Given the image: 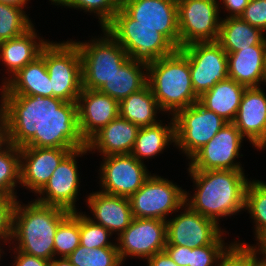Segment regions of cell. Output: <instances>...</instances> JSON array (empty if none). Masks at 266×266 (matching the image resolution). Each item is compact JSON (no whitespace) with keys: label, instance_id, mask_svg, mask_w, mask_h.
<instances>
[{"label":"cell","instance_id":"53","mask_svg":"<svg viewBox=\"0 0 266 266\" xmlns=\"http://www.w3.org/2000/svg\"><path fill=\"white\" fill-rule=\"evenodd\" d=\"M2 250V248H1V246H0V259H1V256H3V255H1L2 253H4V251H1Z\"/></svg>","mask_w":266,"mask_h":266},{"label":"cell","instance_id":"23","mask_svg":"<svg viewBox=\"0 0 266 266\" xmlns=\"http://www.w3.org/2000/svg\"><path fill=\"white\" fill-rule=\"evenodd\" d=\"M39 37L33 24L23 34L13 39L0 42V58L4 67L7 68V73H10L8 78H3L4 84L40 55L42 48L48 41Z\"/></svg>","mask_w":266,"mask_h":266},{"label":"cell","instance_id":"40","mask_svg":"<svg viewBox=\"0 0 266 266\" xmlns=\"http://www.w3.org/2000/svg\"><path fill=\"white\" fill-rule=\"evenodd\" d=\"M16 201V198L0 196V240L4 243L12 241L13 210Z\"/></svg>","mask_w":266,"mask_h":266},{"label":"cell","instance_id":"27","mask_svg":"<svg viewBox=\"0 0 266 266\" xmlns=\"http://www.w3.org/2000/svg\"><path fill=\"white\" fill-rule=\"evenodd\" d=\"M217 42L229 54L253 45H266V35L240 17L226 16L221 19Z\"/></svg>","mask_w":266,"mask_h":266},{"label":"cell","instance_id":"1","mask_svg":"<svg viewBox=\"0 0 266 266\" xmlns=\"http://www.w3.org/2000/svg\"><path fill=\"white\" fill-rule=\"evenodd\" d=\"M4 139L16 147H87L78 126L77 102L56 97L4 95Z\"/></svg>","mask_w":266,"mask_h":266},{"label":"cell","instance_id":"44","mask_svg":"<svg viewBox=\"0 0 266 266\" xmlns=\"http://www.w3.org/2000/svg\"><path fill=\"white\" fill-rule=\"evenodd\" d=\"M250 0H220L221 5L228 13V17H239Z\"/></svg>","mask_w":266,"mask_h":266},{"label":"cell","instance_id":"46","mask_svg":"<svg viewBox=\"0 0 266 266\" xmlns=\"http://www.w3.org/2000/svg\"><path fill=\"white\" fill-rule=\"evenodd\" d=\"M256 241V246L254 244L252 247L256 250L257 254L262 255L261 259H259L261 266H266V233L262 234Z\"/></svg>","mask_w":266,"mask_h":266},{"label":"cell","instance_id":"19","mask_svg":"<svg viewBox=\"0 0 266 266\" xmlns=\"http://www.w3.org/2000/svg\"><path fill=\"white\" fill-rule=\"evenodd\" d=\"M77 107L79 131L86 143L119 116V102L99 90L82 88Z\"/></svg>","mask_w":266,"mask_h":266},{"label":"cell","instance_id":"29","mask_svg":"<svg viewBox=\"0 0 266 266\" xmlns=\"http://www.w3.org/2000/svg\"><path fill=\"white\" fill-rule=\"evenodd\" d=\"M170 119L169 125H163V121H160L155 125L139 128L131 151L138 161L155 158L157 154L163 153L168 144L175 143V122L173 117Z\"/></svg>","mask_w":266,"mask_h":266},{"label":"cell","instance_id":"35","mask_svg":"<svg viewBox=\"0 0 266 266\" xmlns=\"http://www.w3.org/2000/svg\"><path fill=\"white\" fill-rule=\"evenodd\" d=\"M55 5L95 13L101 29H104L114 18L120 8L121 0H49Z\"/></svg>","mask_w":266,"mask_h":266},{"label":"cell","instance_id":"12","mask_svg":"<svg viewBox=\"0 0 266 266\" xmlns=\"http://www.w3.org/2000/svg\"><path fill=\"white\" fill-rule=\"evenodd\" d=\"M244 137L233 123H227L217 134L190 158L188 170H244L240 148Z\"/></svg>","mask_w":266,"mask_h":266},{"label":"cell","instance_id":"5","mask_svg":"<svg viewBox=\"0 0 266 266\" xmlns=\"http://www.w3.org/2000/svg\"><path fill=\"white\" fill-rule=\"evenodd\" d=\"M133 61L149 65L173 54L177 48L154 27L136 24L121 7L105 27Z\"/></svg>","mask_w":266,"mask_h":266},{"label":"cell","instance_id":"16","mask_svg":"<svg viewBox=\"0 0 266 266\" xmlns=\"http://www.w3.org/2000/svg\"><path fill=\"white\" fill-rule=\"evenodd\" d=\"M181 210L184 211H180V215L166 220V245L193 249L211 245L223 232L226 233L214 220L192 210L186 203Z\"/></svg>","mask_w":266,"mask_h":266},{"label":"cell","instance_id":"22","mask_svg":"<svg viewBox=\"0 0 266 266\" xmlns=\"http://www.w3.org/2000/svg\"><path fill=\"white\" fill-rule=\"evenodd\" d=\"M233 124L252 146L262 137L266 127V94L261 86L245 89Z\"/></svg>","mask_w":266,"mask_h":266},{"label":"cell","instance_id":"25","mask_svg":"<svg viewBox=\"0 0 266 266\" xmlns=\"http://www.w3.org/2000/svg\"><path fill=\"white\" fill-rule=\"evenodd\" d=\"M5 95L53 97L51 80L44 58L39 55L7 83Z\"/></svg>","mask_w":266,"mask_h":266},{"label":"cell","instance_id":"3","mask_svg":"<svg viewBox=\"0 0 266 266\" xmlns=\"http://www.w3.org/2000/svg\"><path fill=\"white\" fill-rule=\"evenodd\" d=\"M16 201L13 210L11 241L13 249L51 261L55 257L54 236L59 224L71 213L35 200L23 204ZM17 246V247H16Z\"/></svg>","mask_w":266,"mask_h":266},{"label":"cell","instance_id":"28","mask_svg":"<svg viewBox=\"0 0 266 266\" xmlns=\"http://www.w3.org/2000/svg\"><path fill=\"white\" fill-rule=\"evenodd\" d=\"M147 85V65L130 58L99 89L118 102Z\"/></svg>","mask_w":266,"mask_h":266},{"label":"cell","instance_id":"34","mask_svg":"<svg viewBox=\"0 0 266 266\" xmlns=\"http://www.w3.org/2000/svg\"><path fill=\"white\" fill-rule=\"evenodd\" d=\"M74 266H122L117 246L86 248L79 245L68 257Z\"/></svg>","mask_w":266,"mask_h":266},{"label":"cell","instance_id":"6","mask_svg":"<svg viewBox=\"0 0 266 266\" xmlns=\"http://www.w3.org/2000/svg\"><path fill=\"white\" fill-rule=\"evenodd\" d=\"M103 37L88 43L73 41L81 57L82 88L99 90L129 59L125 49L102 29Z\"/></svg>","mask_w":266,"mask_h":266},{"label":"cell","instance_id":"18","mask_svg":"<svg viewBox=\"0 0 266 266\" xmlns=\"http://www.w3.org/2000/svg\"><path fill=\"white\" fill-rule=\"evenodd\" d=\"M71 151L67 148L20 147V185L37 194Z\"/></svg>","mask_w":266,"mask_h":266},{"label":"cell","instance_id":"20","mask_svg":"<svg viewBox=\"0 0 266 266\" xmlns=\"http://www.w3.org/2000/svg\"><path fill=\"white\" fill-rule=\"evenodd\" d=\"M86 200L94 217L88 215L89 219L102 225L112 234L116 232L119 236L133 220L129 198L96 191L90 193Z\"/></svg>","mask_w":266,"mask_h":266},{"label":"cell","instance_id":"31","mask_svg":"<svg viewBox=\"0 0 266 266\" xmlns=\"http://www.w3.org/2000/svg\"><path fill=\"white\" fill-rule=\"evenodd\" d=\"M20 184V148L3 139L0 142V196L17 198Z\"/></svg>","mask_w":266,"mask_h":266},{"label":"cell","instance_id":"38","mask_svg":"<svg viewBox=\"0 0 266 266\" xmlns=\"http://www.w3.org/2000/svg\"><path fill=\"white\" fill-rule=\"evenodd\" d=\"M257 255L251 244L235 241L220 256L216 266H261Z\"/></svg>","mask_w":266,"mask_h":266},{"label":"cell","instance_id":"15","mask_svg":"<svg viewBox=\"0 0 266 266\" xmlns=\"http://www.w3.org/2000/svg\"><path fill=\"white\" fill-rule=\"evenodd\" d=\"M166 221L150 218H133L131 224L117 237L119 257L148 259L165 249Z\"/></svg>","mask_w":266,"mask_h":266},{"label":"cell","instance_id":"4","mask_svg":"<svg viewBox=\"0 0 266 266\" xmlns=\"http://www.w3.org/2000/svg\"><path fill=\"white\" fill-rule=\"evenodd\" d=\"M147 84L161 111L171 116L199 100L192 85L188 59L178 49L147 65Z\"/></svg>","mask_w":266,"mask_h":266},{"label":"cell","instance_id":"13","mask_svg":"<svg viewBox=\"0 0 266 266\" xmlns=\"http://www.w3.org/2000/svg\"><path fill=\"white\" fill-rule=\"evenodd\" d=\"M100 166V186L102 192L129 198L142 187L151 175L144 162L132 154L109 155L102 157Z\"/></svg>","mask_w":266,"mask_h":266},{"label":"cell","instance_id":"11","mask_svg":"<svg viewBox=\"0 0 266 266\" xmlns=\"http://www.w3.org/2000/svg\"><path fill=\"white\" fill-rule=\"evenodd\" d=\"M178 50L188 59L192 85L198 97L228 78L227 53L217 41L192 43Z\"/></svg>","mask_w":266,"mask_h":266},{"label":"cell","instance_id":"32","mask_svg":"<svg viewBox=\"0 0 266 266\" xmlns=\"http://www.w3.org/2000/svg\"><path fill=\"white\" fill-rule=\"evenodd\" d=\"M250 180L245 194V210L255 222V240L266 233V182Z\"/></svg>","mask_w":266,"mask_h":266},{"label":"cell","instance_id":"14","mask_svg":"<svg viewBox=\"0 0 266 266\" xmlns=\"http://www.w3.org/2000/svg\"><path fill=\"white\" fill-rule=\"evenodd\" d=\"M88 147L71 151L53 171L45 186L37 193L40 197L34 199L43 205L57 206L70 212L77 211L75 206L79 192L80 179L76 157L88 152Z\"/></svg>","mask_w":266,"mask_h":266},{"label":"cell","instance_id":"17","mask_svg":"<svg viewBox=\"0 0 266 266\" xmlns=\"http://www.w3.org/2000/svg\"><path fill=\"white\" fill-rule=\"evenodd\" d=\"M120 7L136 24L154 27L180 49L177 0H121Z\"/></svg>","mask_w":266,"mask_h":266},{"label":"cell","instance_id":"43","mask_svg":"<svg viewBox=\"0 0 266 266\" xmlns=\"http://www.w3.org/2000/svg\"><path fill=\"white\" fill-rule=\"evenodd\" d=\"M164 250L177 265L188 266L190 258L188 246L166 245Z\"/></svg>","mask_w":266,"mask_h":266},{"label":"cell","instance_id":"30","mask_svg":"<svg viewBox=\"0 0 266 266\" xmlns=\"http://www.w3.org/2000/svg\"><path fill=\"white\" fill-rule=\"evenodd\" d=\"M158 110L161 111L148 84L119 102V116L139 128L159 123L161 120L156 117Z\"/></svg>","mask_w":266,"mask_h":266},{"label":"cell","instance_id":"51","mask_svg":"<svg viewBox=\"0 0 266 266\" xmlns=\"http://www.w3.org/2000/svg\"><path fill=\"white\" fill-rule=\"evenodd\" d=\"M3 126H4V122H0V142L4 139Z\"/></svg>","mask_w":266,"mask_h":266},{"label":"cell","instance_id":"33","mask_svg":"<svg viewBox=\"0 0 266 266\" xmlns=\"http://www.w3.org/2000/svg\"><path fill=\"white\" fill-rule=\"evenodd\" d=\"M80 245V212H71L54 236L55 257H68Z\"/></svg>","mask_w":266,"mask_h":266},{"label":"cell","instance_id":"7","mask_svg":"<svg viewBox=\"0 0 266 266\" xmlns=\"http://www.w3.org/2000/svg\"><path fill=\"white\" fill-rule=\"evenodd\" d=\"M40 55L45 60L53 97L77 102L82 90L81 57L77 45L72 40L48 41Z\"/></svg>","mask_w":266,"mask_h":266},{"label":"cell","instance_id":"21","mask_svg":"<svg viewBox=\"0 0 266 266\" xmlns=\"http://www.w3.org/2000/svg\"><path fill=\"white\" fill-rule=\"evenodd\" d=\"M138 130L136 124L118 116L87 142L89 153L98 150L102 157L131 154Z\"/></svg>","mask_w":266,"mask_h":266},{"label":"cell","instance_id":"24","mask_svg":"<svg viewBox=\"0 0 266 266\" xmlns=\"http://www.w3.org/2000/svg\"><path fill=\"white\" fill-rule=\"evenodd\" d=\"M228 78L250 88L264 83L266 45H253L227 54Z\"/></svg>","mask_w":266,"mask_h":266},{"label":"cell","instance_id":"36","mask_svg":"<svg viewBox=\"0 0 266 266\" xmlns=\"http://www.w3.org/2000/svg\"><path fill=\"white\" fill-rule=\"evenodd\" d=\"M32 25L22 8L0 3V42L23 34Z\"/></svg>","mask_w":266,"mask_h":266},{"label":"cell","instance_id":"49","mask_svg":"<svg viewBox=\"0 0 266 266\" xmlns=\"http://www.w3.org/2000/svg\"><path fill=\"white\" fill-rule=\"evenodd\" d=\"M2 86V87H1ZM0 86V94H1V101H0V122H4V95L6 92V84L2 83V85Z\"/></svg>","mask_w":266,"mask_h":266},{"label":"cell","instance_id":"47","mask_svg":"<svg viewBox=\"0 0 266 266\" xmlns=\"http://www.w3.org/2000/svg\"><path fill=\"white\" fill-rule=\"evenodd\" d=\"M28 0H0V3L14 6V7H19L22 8L24 11V7H26V4Z\"/></svg>","mask_w":266,"mask_h":266},{"label":"cell","instance_id":"8","mask_svg":"<svg viewBox=\"0 0 266 266\" xmlns=\"http://www.w3.org/2000/svg\"><path fill=\"white\" fill-rule=\"evenodd\" d=\"M158 175H150L131 197L133 218L166 221L167 215L178 212L185 203V190Z\"/></svg>","mask_w":266,"mask_h":266},{"label":"cell","instance_id":"39","mask_svg":"<svg viewBox=\"0 0 266 266\" xmlns=\"http://www.w3.org/2000/svg\"><path fill=\"white\" fill-rule=\"evenodd\" d=\"M223 235L224 232L211 245L190 248L188 266H216L220 256L232 244L226 246Z\"/></svg>","mask_w":266,"mask_h":266},{"label":"cell","instance_id":"41","mask_svg":"<svg viewBox=\"0 0 266 266\" xmlns=\"http://www.w3.org/2000/svg\"><path fill=\"white\" fill-rule=\"evenodd\" d=\"M239 17L266 33V0H250Z\"/></svg>","mask_w":266,"mask_h":266},{"label":"cell","instance_id":"48","mask_svg":"<svg viewBox=\"0 0 266 266\" xmlns=\"http://www.w3.org/2000/svg\"><path fill=\"white\" fill-rule=\"evenodd\" d=\"M50 266H74L67 257H60L57 259V257H54L51 262Z\"/></svg>","mask_w":266,"mask_h":266},{"label":"cell","instance_id":"42","mask_svg":"<svg viewBox=\"0 0 266 266\" xmlns=\"http://www.w3.org/2000/svg\"><path fill=\"white\" fill-rule=\"evenodd\" d=\"M14 261L12 266H50L49 260L36 257L27 253H23L17 249H14Z\"/></svg>","mask_w":266,"mask_h":266},{"label":"cell","instance_id":"26","mask_svg":"<svg viewBox=\"0 0 266 266\" xmlns=\"http://www.w3.org/2000/svg\"><path fill=\"white\" fill-rule=\"evenodd\" d=\"M246 88L235 80L227 78L204 92L198 102L226 122L233 123Z\"/></svg>","mask_w":266,"mask_h":266},{"label":"cell","instance_id":"52","mask_svg":"<svg viewBox=\"0 0 266 266\" xmlns=\"http://www.w3.org/2000/svg\"><path fill=\"white\" fill-rule=\"evenodd\" d=\"M265 83H266V59H265V76H264V85H266Z\"/></svg>","mask_w":266,"mask_h":266},{"label":"cell","instance_id":"9","mask_svg":"<svg viewBox=\"0 0 266 266\" xmlns=\"http://www.w3.org/2000/svg\"><path fill=\"white\" fill-rule=\"evenodd\" d=\"M175 144L188 159L228 122L199 102L179 110L174 116Z\"/></svg>","mask_w":266,"mask_h":266},{"label":"cell","instance_id":"50","mask_svg":"<svg viewBox=\"0 0 266 266\" xmlns=\"http://www.w3.org/2000/svg\"><path fill=\"white\" fill-rule=\"evenodd\" d=\"M253 146L259 151L266 149V127L262 137Z\"/></svg>","mask_w":266,"mask_h":266},{"label":"cell","instance_id":"37","mask_svg":"<svg viewBox=\"0 0 266 266\" xmlns=\"http://www.w3.org/2000/svg\"><path fill=\"white\" fill-rule=\"evenodd\" d=\"M113 235L108 229L93 222L85 214L80 213V245L86 248H103L117 246L109 241Z\"/></svg>","mask_w":266,"mask_h":266},{"label":"cell","instance_id":"45","mask_svg":"<svg viewBox=\"0 0 266 266\" xmlns=\"http://www.w3.org/2000/svg\"><path fill=\"white\" fill-rule=\"evenodd\" d=\"M146 260L147 266H179L170 258L165 250L157 252Z\"/></svg>","mask_w":266,"mask_h":266},{"label":"cell","instance_id":"2","mask_svg":"<svg viewBox=\"0 0 266 266\" xmlns=\"http://www.w3.org/2000/svg\"><path fill=\"white\" fill-rule=\"evenodd\" d=\"M188 173L196 187L192 197L185 191V203L192 210L217 224L222 217L244 210L250 180L243 170H188Z\"/></svg>","mask_w":266,"mask_h":266},{"label":"cell","instance_id":"10","mask_svg":"<svg viewBox=\"0 0 266 266\" xmlns=\"http://www.w3.org/2000/svg\"><path fill=\"white\" fill-rule=\"evenodd\" d=\"M218 0H177L180 48L218 40L221 18Z\"/></svg>","mask_w":266,"mask_h":266}]
</instances>
